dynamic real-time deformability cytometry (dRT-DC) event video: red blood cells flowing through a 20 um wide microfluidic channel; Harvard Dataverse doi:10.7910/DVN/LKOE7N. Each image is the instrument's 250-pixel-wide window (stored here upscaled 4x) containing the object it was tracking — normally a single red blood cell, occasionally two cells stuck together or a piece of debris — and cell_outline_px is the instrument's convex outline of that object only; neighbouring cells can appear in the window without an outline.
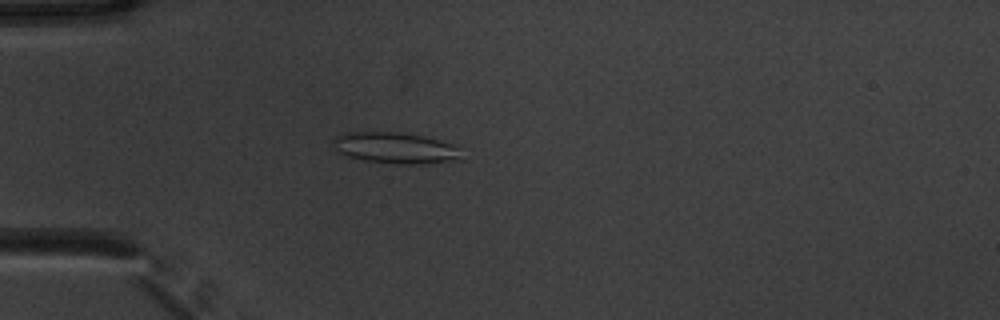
{"species": "common noctule bat (a hibernating species)", "species_latin": "Nyctalus noctula", "temperature_condition": "warm", "stored_images_in_passage": 39, "segment_of_instrument_passage": [1, 2], "camera_frame_rate_fps": 3000, "um_per_image_px": 0.085, "animal": {"sex": "male", "body_mass_g": 20.1, "forearm_length_mm": 53.5}, "frame": {"image": 1, "passage_image": 7, "time_ms": 2.0, "image_size_px": [1000, 320], "cell_outline_px": [[464, 160], [420, 164], [404, 164], [364, 160], [348, 156], [340, 152], [336, 148], [332, 140], [336, 136], [344, 132], [396, 132], [420, 136], [452, 144]], "centroid_in_image_um": [33.59, 12.58], "position_along_channel_um": 51.4, "area_um2": 22.83}}
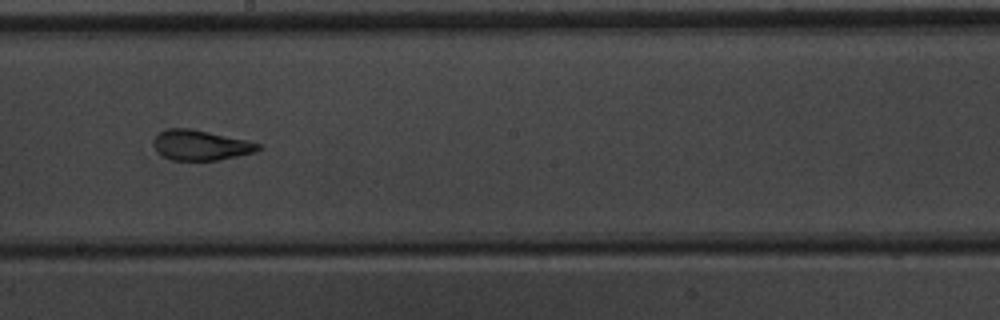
{"frame": {"image": 2, "passage_image": 22, "time_ms": 7.0, "image_size_px": [1000, 320], "cell_outline_px": [[264, 148], [252, 152], [236, 156], [216, 160], [172, 160], [164, 156], [152, 144], [152, 140], [160, 132], [168, 128], [192, 128], [248, 140], [260, 144]], "centroid_in_image_um": [17.06, 12.32], "position_along_channel_um": 231.1, "area_um2": 18.32}}
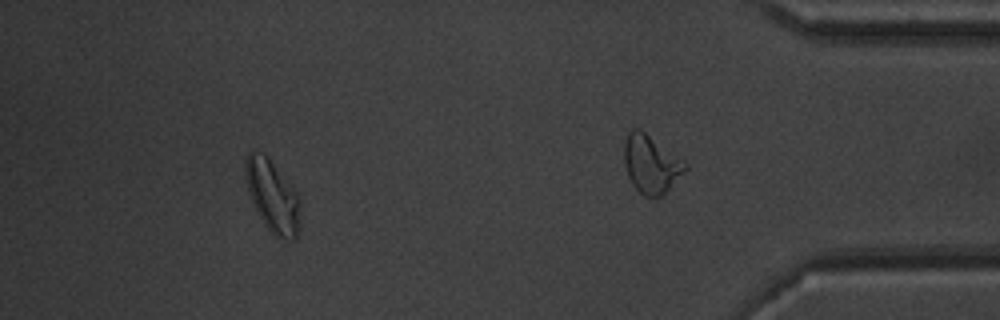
{"frame": {"image": 3, "passage_image": 34, "time_ms": 11.0, "image_size_px": [1000, 320], "cell_outline_px": [[300, 228], [296, 240], [280, 240], [264, 224], [248, 192], [244, 176], [244, 164], [248, 152], [252, 152], [264, 156], [272, 164], [296, 192], [300, 200]], "centroid_in_image_um": [23.18, 16.76], "position_along_channel_um": 412.0, "area_um2": 22.6}}